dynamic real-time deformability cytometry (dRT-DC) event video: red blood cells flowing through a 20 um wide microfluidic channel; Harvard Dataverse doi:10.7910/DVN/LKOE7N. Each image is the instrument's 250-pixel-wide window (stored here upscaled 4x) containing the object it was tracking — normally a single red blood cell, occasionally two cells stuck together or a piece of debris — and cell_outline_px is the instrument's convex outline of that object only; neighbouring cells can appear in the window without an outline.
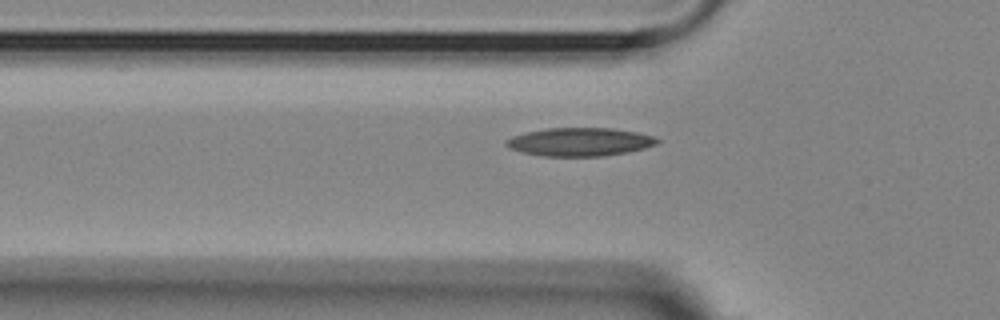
{"species": "Egyptian fruit bat (a non-hibernating species)", "species_latin": "Rousettus aegyptiacus", "temperature_condition": "room temperature", "stored_images_in_passage": 40, "camera_frame_rate_fps": 3000, "um_per_image_px": 0.085, "animal": {"sex": "female"}, "frame": {"image": 1, "passage_image": 5, "time_ms": 1.333, "image_size_px": [1000, 320], "cell_outline_px": [[660, 140], [656, 144], [644, 148], [628, 152], [604, 156], [544, 156], [520, 152], [508, 148], [504, 144], [504, 140], [512, 136], [524, 132], [548, 128], [612, 128], [636, 132], [652, 136]], "centroid_in_image_um": [49.22, 12.06], "position_along_channel_um": 76.6, "area_um2": 25.03}}
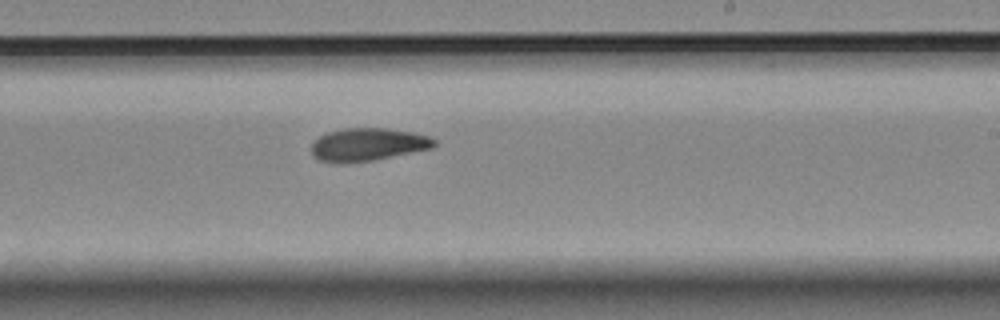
{"frame": {"image": 2, "passage_image": 20, "time_ms": 6.333, "image_size_px": [1000, 320], "cell_outline_px": [[436, 144], [432, 148], [372, 160], [344, 164], [336, 164], [316, 160], [312, 156], [312, 144], [320, 136], [328, 132], [344, 128], [388, 128], [412, 132], [428, 136], [436, 140]], "centroid_in_image_um": [31.22, 12.3], "position_along_channel_um": 257.8, "area_um2": 23.64}}
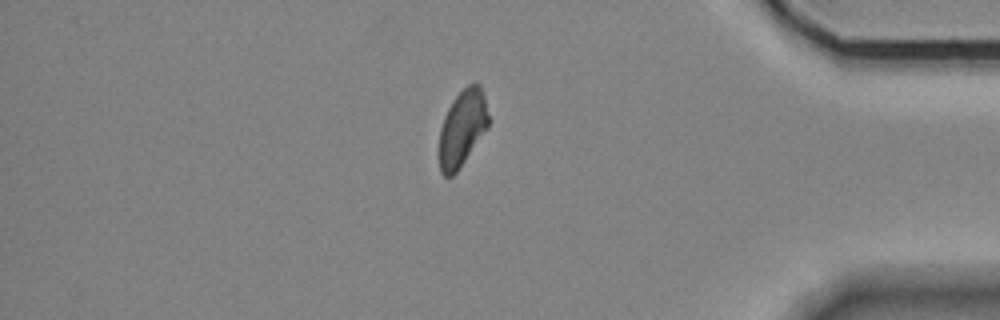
{"frame": {"image": 3, "passage_image": 34, "time_ms": 11.0, "image_size_px": [1000, 320], "cell_outline_px": [[488, 128], [456, 172], [452, 176], [444, 176], [440, 172], [440, 128], [444, 116], [452, 100], [468, 84], [476, 80], [480, 84], [484, 96], [488, 116]], "centroid_in_image_um": [39.3, 10.85], "position_along_channel_um": 395.9, "area_um2": 21.73}}